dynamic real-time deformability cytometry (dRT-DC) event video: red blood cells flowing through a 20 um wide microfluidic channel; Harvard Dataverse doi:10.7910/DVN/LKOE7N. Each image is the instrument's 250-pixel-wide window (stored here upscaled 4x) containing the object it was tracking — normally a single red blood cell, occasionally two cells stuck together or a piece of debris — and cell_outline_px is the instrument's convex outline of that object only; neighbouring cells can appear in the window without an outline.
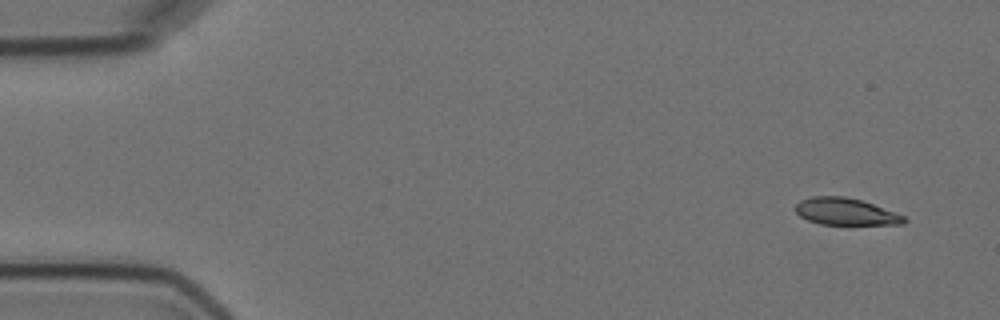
{"species": "Egyptian fruit bat (a non-hibernating species)", "species_latin": "Rousettus aegyptiacus", "temperature_condition": "cold", "stored_images_in_passage": 4, "camera_frame_rate_fps": 3000, "um_per_image_px": 0.085, "animal": {"sex": "female"}, "frame": {"image": 1, "passage_image": 1, "time_ms": 0.0, "image_size_px": [1000, 320], "cell_outline_px": [[908, 220], [904, 224], [820, 224], [808, 220], [800, 216], [792, 208], [800, 200], [812, 196], [844, 196], [860, 200], [872, 204], [904, 216]], "centroid_in_image_um": [71.82, 17.98], "position_along_channel_um": 13.2, "area_um2": 16.94}}
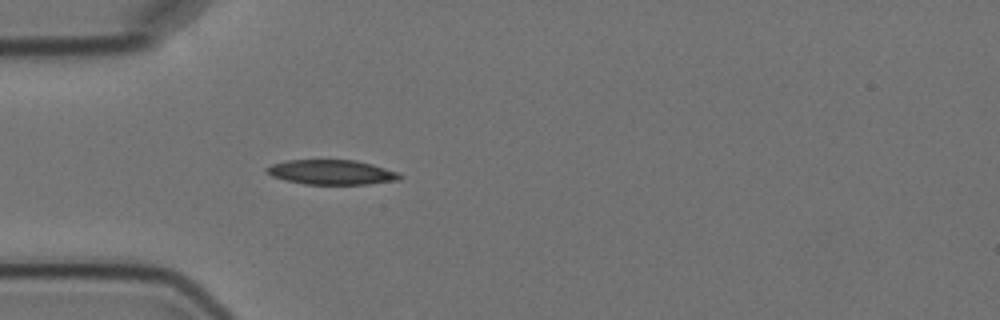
{"frame": {"image": 2, "passage_image": 4, "time_ms": 4.333, "image_size_px": [1000, 320], "cell_outline_px": [[404, 176], [400, 180], [368, 184], [304, 184], [284, 180], [272, 176], [264, 172], [264, 168], [272, 164], [284, 160], [356, 160], [372, 164], [400, 172]], "centroid_in_image_um": [28.18, 14.64], "position_along_channel_um": 56.8, "area_um2": 19.48}}